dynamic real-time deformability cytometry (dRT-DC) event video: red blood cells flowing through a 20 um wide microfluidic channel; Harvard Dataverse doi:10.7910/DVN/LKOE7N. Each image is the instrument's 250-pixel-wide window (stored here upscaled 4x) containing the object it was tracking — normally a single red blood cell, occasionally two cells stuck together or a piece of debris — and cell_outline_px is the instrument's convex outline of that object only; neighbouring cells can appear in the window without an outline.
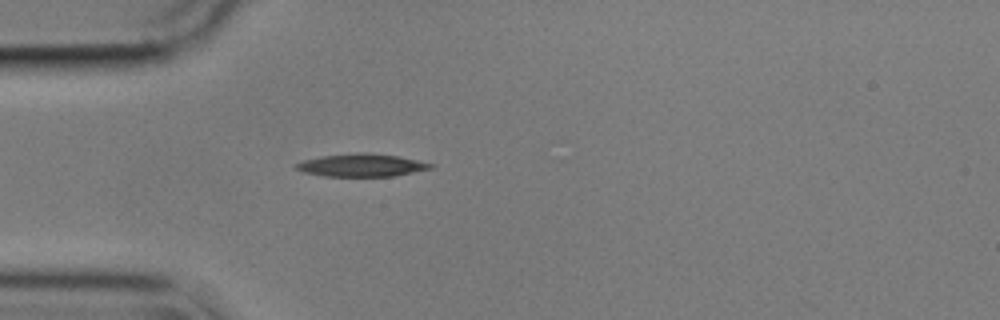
{"species": "common noctule bat (a hibernating species)", "species_latin": "Nyctalus noctula", "temperature_condition": "cold", "stored_images_in_passage": 41, "camera_frame_rate_fps": 3000, "um_per_image_px": 0.085, "animal": {"sex": "male", "body_mass_g": 17.9}, "frame": {"image": 1, "passage_image": 1, "time_ms": 0.0, "image_size_px": [1000, 320], "cell_outline_px": [[436, 164], [432, 168], [392, 176], [324, 176], [304, 172], [296, 168], [292, 164], [304, 160], [320, 156], [356, 152], [364, 152], [400, 156]], "centroid_in_image_um": [30.72, 14.03], "position_along_channel_um": 54.3, "area_um2": 17.92}}
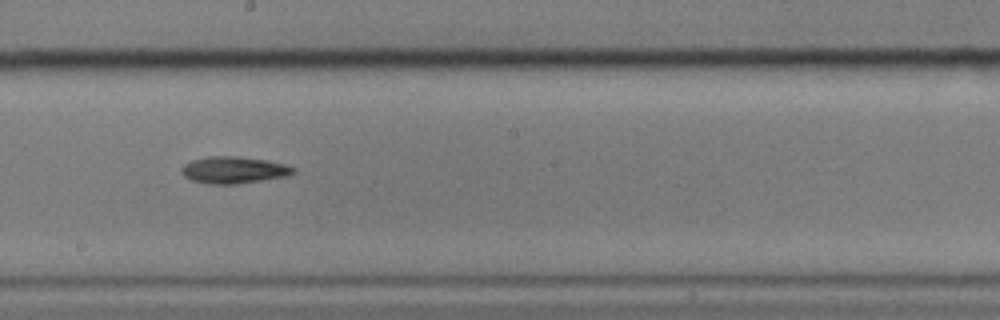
{"frame": {"image": 2, "passage_image": 16, "time_ms": 5.0, "image_size_px": [1000, 320], "cell_outline_px": [[296, 172], [288, 176], [236, 184], [208, 184], [192, 180], [184, 176], [180, 172], [180, 168], [184, 164], [192, 160], [208, 156], [232, 156], [268, 160], [284, 164], [296, 168]], "centroid_in_image_um": [19.86, 14.45], "position_along_channel_um": 228.3, "area_um2": 17.57}}
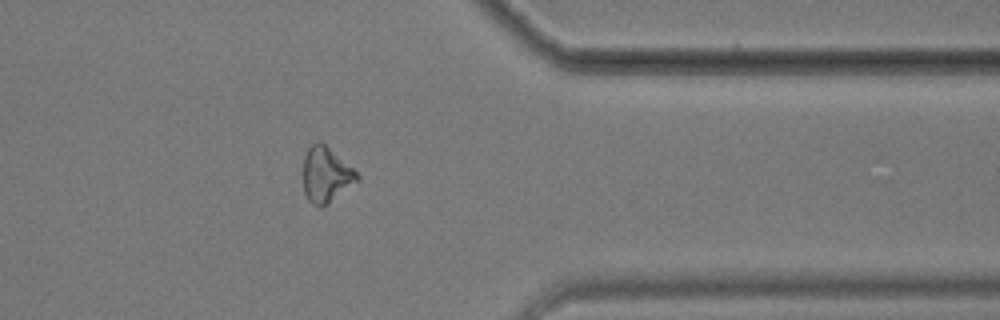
{"frame": {"image": 3, "passage_image": 30, "time_ms": 9.667, "image_size_px": [1000, 320], "cell_outline_px": [[360, 180], [324, 208], [320, 208], [312, 204], [308, 200], [304, 192], [304, 156], [308, 148], [316, 140], [320, 140], [352, 168], [360, 176]], "centroid_in_image_um": [27.72, 14.89], "position_along_channel_um": 383.7, "area_um2": 17.57}, "authors_computed_cell_mechanics": {"area_um2": 17.5712, "velocity_mm_per_s": 3.5959, "shape_relaxation_time_tau1_ms": 4.717, "shape_relaxation_time_tau2_ms": null, "deformation_change_tau1": 0.1066, "deformation_change_tau2": null}}